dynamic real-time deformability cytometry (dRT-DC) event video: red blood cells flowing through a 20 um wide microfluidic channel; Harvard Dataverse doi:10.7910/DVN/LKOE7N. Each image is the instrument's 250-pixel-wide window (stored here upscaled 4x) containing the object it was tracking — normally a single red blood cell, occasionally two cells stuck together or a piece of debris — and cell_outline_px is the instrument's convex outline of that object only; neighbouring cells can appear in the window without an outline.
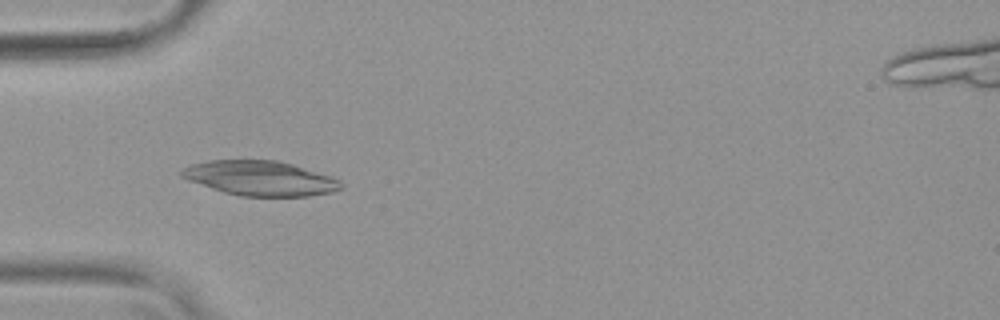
{"species": "common noctule bat (a hibernating species)", "species_latin": "Nyctalus noctula", "temperature_condition": "warm", "stored_images_in_passage": 16, "camera_frame_rate_fps": 3000, "um_per_image_px": 0.085, "animal": {"sex": "female", "body_mass_g": 19.9}, "frame": {"image": 1, "passage_image": 3, "time_ms": 0.667, "image_size_px": [1000, 320], "cell_outline_px": [[344, 188], [332, 192], [308, 196], [240, 196], [224, 192], [188, 180], [180, 176], [180, 168], [192, 164], [208, 160], [276, 160], [292, 164], [332, 176], [340, 180], [344, 184]], "centroid_in_image_um": [22.13, 15.15], "position_along_channel_um": 62.9, "area_um2": 32.37}}
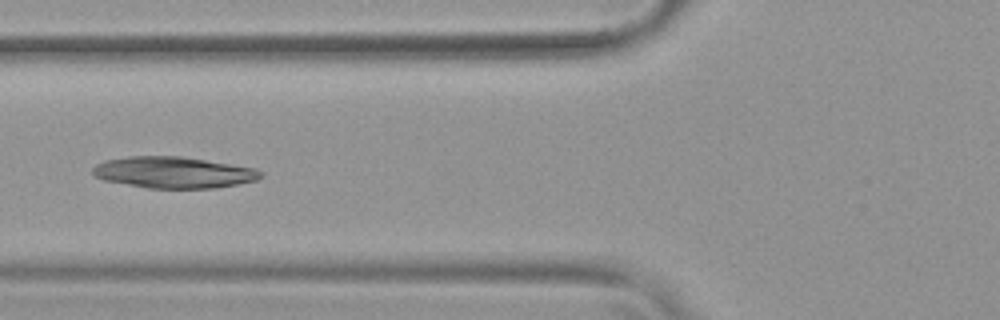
{"frame": {"image": 2, "passage_image": 7, "time_ms": 2.0, "image_size_px": [1000, 320], "cell_outline_px": [[264, 176], [256, 180], [216, 188], [148, 188], [104, 180], [96, 176], [92, 172], [92, 168], [96, 164], [104, 160], [128, 156], [180, 156], [256, 168], [264, 172]], "centroid_in_image_um": [14.76, 14.65], "position_along_channel_um": 111.0, "area_um2": 30.69}}
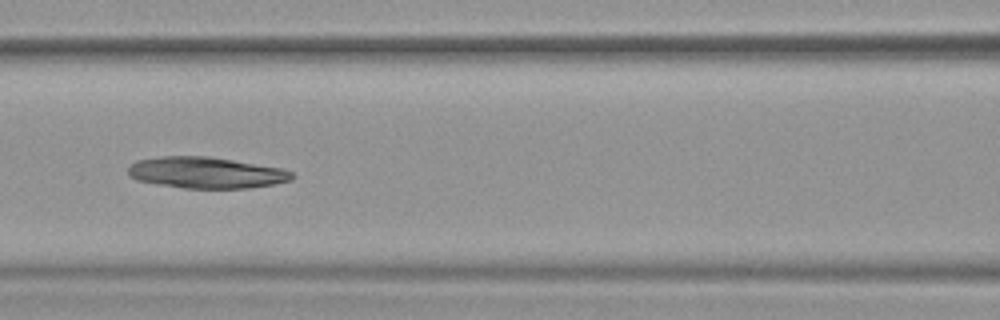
{"frame": {"image": 3, "passage_image": 10, "time_ms": 3.0, "image_size_px": [1000, 320], "cell_outline_px": [[296, 176], [292, 180], [272, 184], [248, 188], [184, 188], [156, 184], [136, 180], [128, 176], [128, 168], [136, 160], [160, 156], [208, 156], [280, 168], [292, 172]], "centroid_in_image_um": [17.48, 14.68], "position_along_channel_um": 149.1, "area_um2": 29.82}}